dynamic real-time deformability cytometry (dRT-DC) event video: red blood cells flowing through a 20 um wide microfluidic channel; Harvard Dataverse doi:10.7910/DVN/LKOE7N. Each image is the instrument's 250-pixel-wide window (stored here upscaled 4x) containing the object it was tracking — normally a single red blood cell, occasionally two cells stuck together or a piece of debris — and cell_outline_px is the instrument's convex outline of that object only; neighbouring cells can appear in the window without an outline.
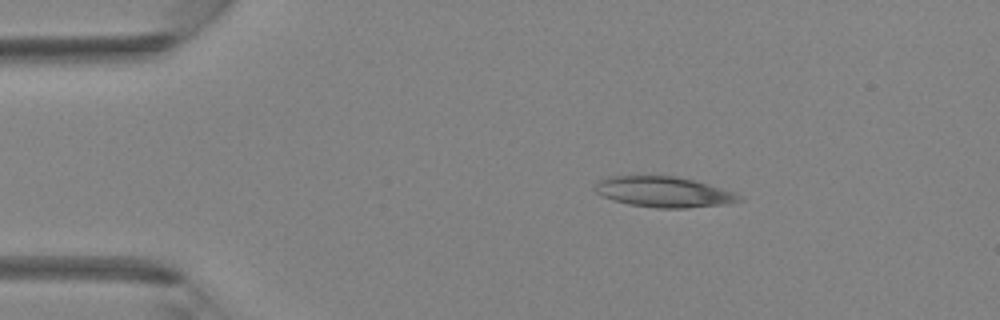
{"species": "Egyptian fruit bat (a non-hibernating species)", "species_latin": "Rousettus aegyptiacus", "temperature_condition": "room temperature", "stored_images_in_passage": 3, "camera_frame_rate_fps": 3000, "um_per_image_px": 0.085, "animal": {"sex": "female"}, "frame": {"image": 1, "passage_image": 2, "time_ms": 1.333, "image_size_px": [1000, 320], "cell_outline_px": [[744, 200], [724, 204], [688, 208], [656, 208], [628, 204], [612, 200], [596, 192], [592, 188], [596, 180], [608, 176], [676, 176], [692, 180], [736, 192]], "centroid_in_image_um": [56.37, 16.31], "position_along_channel_um": 28.6, "area_um2": 25.78}}